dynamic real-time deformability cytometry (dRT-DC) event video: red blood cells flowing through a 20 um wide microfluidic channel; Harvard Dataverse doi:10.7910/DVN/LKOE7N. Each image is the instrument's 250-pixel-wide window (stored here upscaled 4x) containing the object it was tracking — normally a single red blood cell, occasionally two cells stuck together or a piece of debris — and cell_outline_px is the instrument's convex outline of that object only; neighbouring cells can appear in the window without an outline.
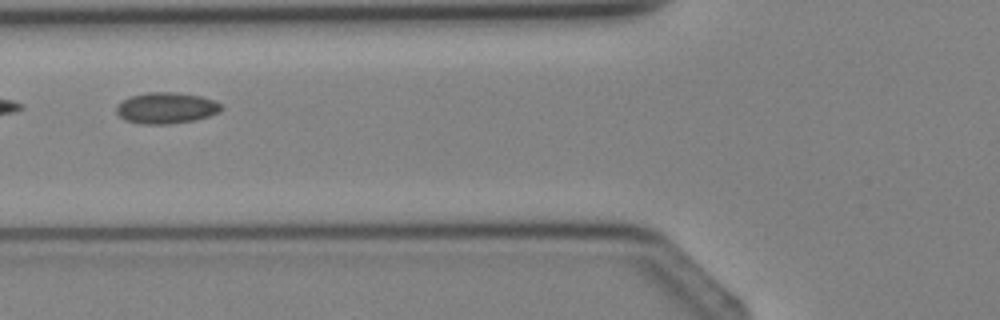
{"species": "Egyptian fruit bat (a non-hibernating species)", "species_latin": "Rousettus aegyptiacus", "temperature_condition": "cold", "stored_images_in_passage": 4, "camera_frame_rate_fps": 3000, "um_per_image_px": 0.085, "animal": {"sex": "female"}, "frame": {"image": 1, "passage_image": 4, "time_ms": 3.667, "image_size_px": [1000, 320], "cell_outline_px": [[224, 108], [220, 112], [196, 120], [168, 124], [140, 124], [124, 120], [116, 112], [116, 108], [124, 100], [132, 96], [148, 92], [176, 92], [200, 96], [212, 100], [220, 104]], "centroid_in_image_um": [14.15, 9.19], "position_along_channel_um": 111.7, "area_um2": 18.96}}